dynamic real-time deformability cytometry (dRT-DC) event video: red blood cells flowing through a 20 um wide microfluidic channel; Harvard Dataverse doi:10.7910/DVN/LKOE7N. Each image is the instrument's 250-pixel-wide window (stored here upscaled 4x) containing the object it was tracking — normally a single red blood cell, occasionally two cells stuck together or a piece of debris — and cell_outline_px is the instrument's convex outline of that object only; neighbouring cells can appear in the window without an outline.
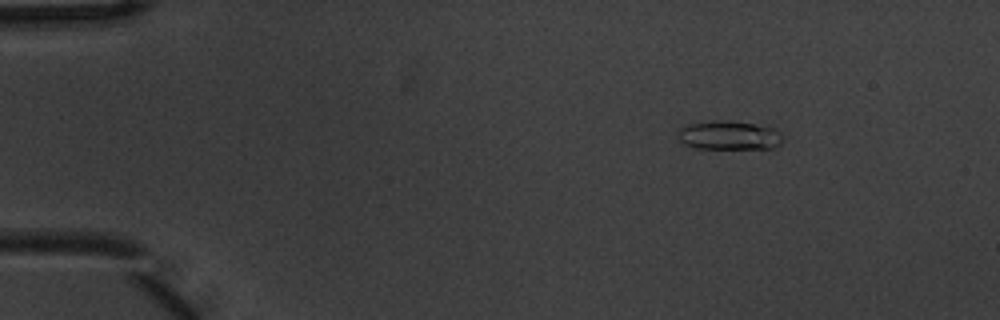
{"species": "common noctule bat (a hibernating species)", "species_latin": "Nyctalus noctula", "temperature_condition": "warm", "stored_images_in_passage": 5, "camera_frame_rate_fps": 3000, "um_per_image_px": 0.085, "animal": {"sex": "male", "body_mass_g": 20.1, "forearm_length_mm": 53.5}, "frame": {"image": 1, "passage_image": 2, "time_ms": 0.333, "image_size_px": [1000, 320], "cell_outline_px": [[784, 140], [780, 144], [772, 148], [696, 148], [684, 144], [676, 136], [680, 128], [688, 124], [712, 120], [728, 120], [752, 124], [772, 128], [780, 132], [784, 136]], "centroid_in_image_um": [61.96, 11.5], "position_along_channel_um": 23.0, "area_um2": 17.69}}
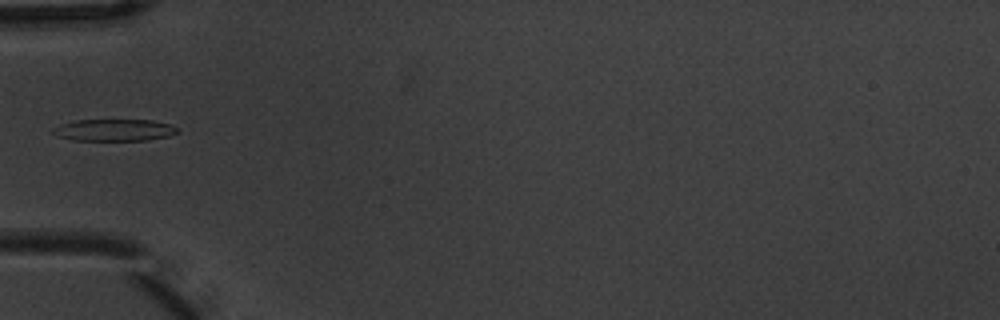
{"frame": {"image": 2, "passage_image": 5, "time_ms": 1.333, "image_size_px": [1000, 320], "cell_outline_px": [[180, 132], [168, 136], [148, 140], [72, 140], [56, 136], [52, 132], [52, 128], [60, 124], [76, 120], [152, 120], [168, 124], [180, 128]], "centroid_in_image_um": [9.71, 11.05], "position_along_channel_um": 75.3, "area_um2": 15.95}}